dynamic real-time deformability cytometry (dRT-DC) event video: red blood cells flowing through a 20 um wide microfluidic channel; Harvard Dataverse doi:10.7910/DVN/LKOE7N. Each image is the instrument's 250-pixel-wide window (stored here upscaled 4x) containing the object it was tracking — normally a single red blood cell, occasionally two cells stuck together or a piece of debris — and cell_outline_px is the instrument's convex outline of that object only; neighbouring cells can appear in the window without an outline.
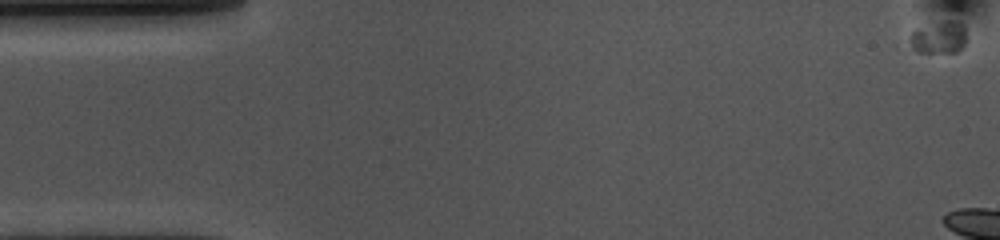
{"species": "common noctule bat (a hibernating species)", "species_latin": "Nyctalus noctula", "temperature_condition": "cold", "stored_images_in_passage": 6, "camera_frame_rate_fps": 3000, "um_per_image_px": 0.085, "animal": {"sex": "female", "body_mass_g": 10.0, "forearm_length_mm": 53.1}, "frame": {"image": 1, "passage_image": 1, "time_ms": 0.0, "image_size_px": [1000, 240], "cell_outline_px": [[964, 44], [956, 52], [916, 52], [912, 48], [908, 40], [912, 32], [944, 20], [952, 20], [960, 24], [964, 28]], "centroid_in_image_um": [79.77, 3.21], "position_along_channel_um": 5.2, "area_um2": 10.29}}